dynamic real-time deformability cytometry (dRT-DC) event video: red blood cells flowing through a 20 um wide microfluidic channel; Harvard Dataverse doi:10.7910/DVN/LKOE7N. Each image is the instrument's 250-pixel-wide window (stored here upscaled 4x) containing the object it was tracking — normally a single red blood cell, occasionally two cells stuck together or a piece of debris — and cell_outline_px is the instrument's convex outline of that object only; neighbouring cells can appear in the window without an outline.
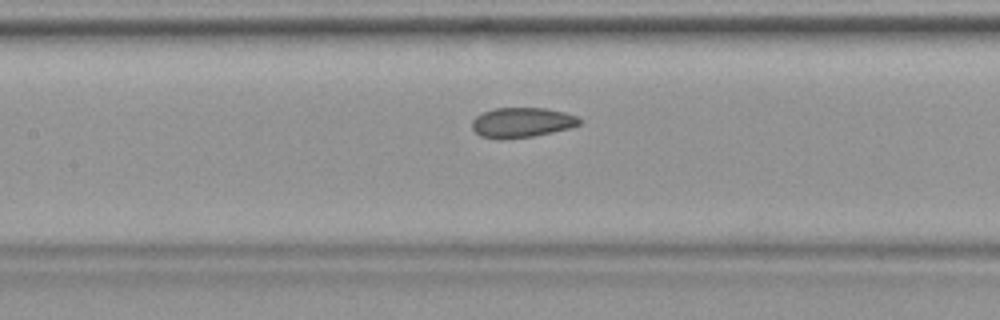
{"species": "common noctule bat (a hibernating species)", "species_latin": "Nyctalus noctula", "temperature_condition": "warm", "stored_images_in_passage": 40, "camera_frame_rate_fps": 3000, "um_per_image_px": 0.085, "animal": {"sex": "female", "body_mass_g": 19.9}, "frame": {"image": 1, "passage_image": 18, "time_ms": 5.667, "image_size_px": [1000, 320], "cell_outline_px": [[584, 120], [580, 124], [572, 128], [532, 136], [504, 140], [496, 140], [480, 136], [472, 128], [472, 120], [476, 116], [484, 112], [496, 108], [548, 108], [564, 112], [576, 116]], "centroid_in_image_um": [44.37, 10.42], "position_along_channel_um": 163.0, "area_um2": 19.02}}